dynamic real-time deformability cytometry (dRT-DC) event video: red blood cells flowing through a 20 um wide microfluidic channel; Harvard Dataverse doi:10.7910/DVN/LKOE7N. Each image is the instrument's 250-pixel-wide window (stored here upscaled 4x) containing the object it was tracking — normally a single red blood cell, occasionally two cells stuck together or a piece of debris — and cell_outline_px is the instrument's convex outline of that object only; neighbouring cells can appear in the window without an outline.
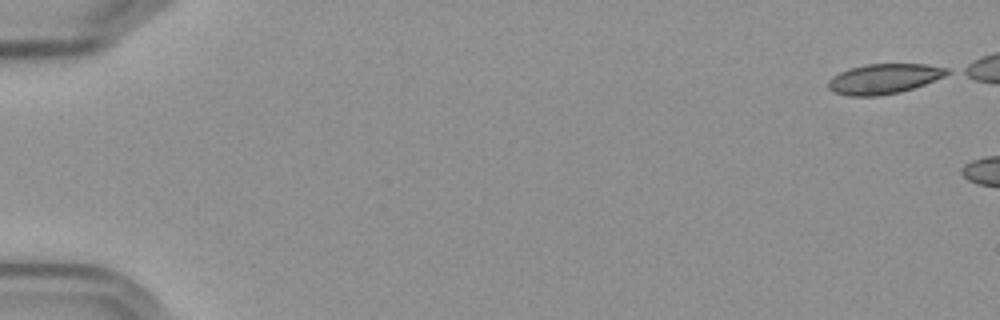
{"species": "Egyptian fruit bat (a non-hibernating species)", "species_latin": "Rousettus aegyptiacus", "temperature_condition": "cold", "stored_images_in_passage": 12, "camera_frame_rate_fps": 3000, "um_per_image_px": 0.085, "frame": {"image": 1, "passage_image": 1, "time_ms": 0.0, "image_size_px": [1000, 320], "cell_outline_px": [[952, 72], [944, 76], [924, 84], [900, 92], [880, 96], [848, 96], [832, 92], [828, 88], [828, 80], [832, 76], [848, 68], [864, 64], [924, 64], [948, 68]], "centroid_in_image_um": [75.09, 6.7], "position_along_channel_um": 9.9, "area_um2": 20.92}}